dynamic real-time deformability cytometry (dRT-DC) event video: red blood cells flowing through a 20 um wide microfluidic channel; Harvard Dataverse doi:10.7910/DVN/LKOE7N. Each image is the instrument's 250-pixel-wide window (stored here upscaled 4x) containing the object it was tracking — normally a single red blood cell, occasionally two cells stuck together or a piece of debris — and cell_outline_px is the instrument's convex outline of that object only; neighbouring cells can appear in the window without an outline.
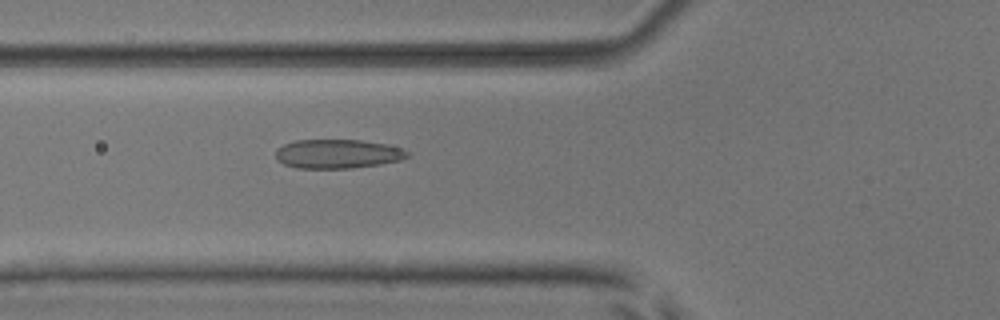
{"species": "common noctule bat (a hibernating species)", "species_latin": "Nyctalus noctula", "temperature_condition": "room temperature", "stored_images_in_passage": 45, "camera_frame_rate_fps": 3000, "um_per_image_px": 0.085, "animal": {"sex": "male", "body_mass_g": 17.9, "forearm_length_mm": 54.2}, "frame": {"image": 1, "passage_image": 12, "time_ms": 3.667, "image_size_px": [1000, 320], "cell_outline_px": [[412, 152], [408, 156], [400, 160], [380, 164], [352, 168], [296, 168], [284, 164], [276, 156], [276, 148], [284, 144], [296, 140], [360, 140], [388, 144]], "centroid_in_image_um": [28.72, 13.07], "position_along_channel_um": 97.1, "area_um2": 22.31}}
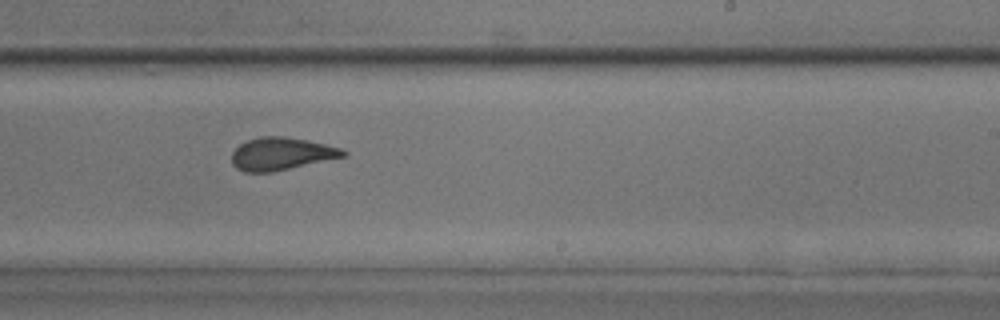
{"frame": {"image": 2, "passage_image": 25, "time_ms": 8.0, "image_size_px": [1000, 320], "cell_outline_px": [[348, 156], [272, 172], [244, 172], [236, 168], [232, 164], [232, 152], [240, 144], [248, 140], [260, 136], [284, 136], [308, 140], [340, 148], [348, 152]], "centroid_in_image_um": [23.92, 13.07], "position_along_channel_um": 265.1, "area_um2": 21.27}}
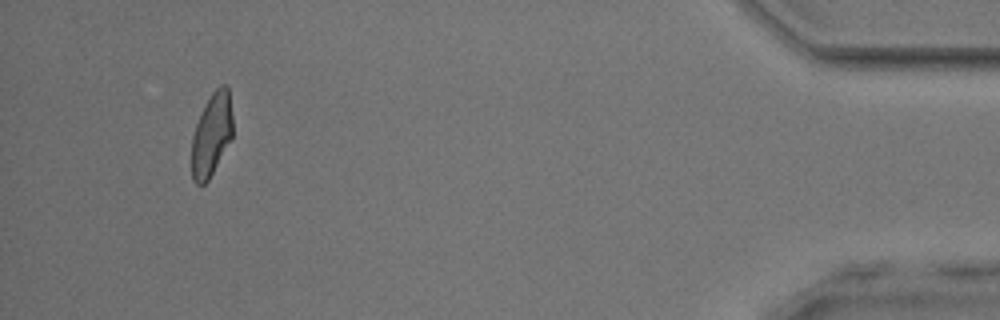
{"frame": {"image": 3, "passage_image": 42, "time_ms": 13.667, "image_size_px": [1000, 320], "cell_outline_px": [[232, 136], [208, 180], [204, 184], [196, 184], [192, 180], [192, 136], [196, 124], [204, 104], [212, 92], [220, 84], [224, 84], [228, 88], [232, 116]], "centroid_in_image_um": [17.97, 11.41], "position_along_channel_um": 417.2, "area_um2": 19.59}, "authors_computed_cell_mechanics": {"area_um2": 21.3282, "velocity_mm_per_s": 3.886, "shape_relaxation_time_tau1_ms": null, "shape_relaxation_time_tau2_ms": 1.1776, "deformation_change_tau1": null, "deformation_change_tau2": 0.0751}}